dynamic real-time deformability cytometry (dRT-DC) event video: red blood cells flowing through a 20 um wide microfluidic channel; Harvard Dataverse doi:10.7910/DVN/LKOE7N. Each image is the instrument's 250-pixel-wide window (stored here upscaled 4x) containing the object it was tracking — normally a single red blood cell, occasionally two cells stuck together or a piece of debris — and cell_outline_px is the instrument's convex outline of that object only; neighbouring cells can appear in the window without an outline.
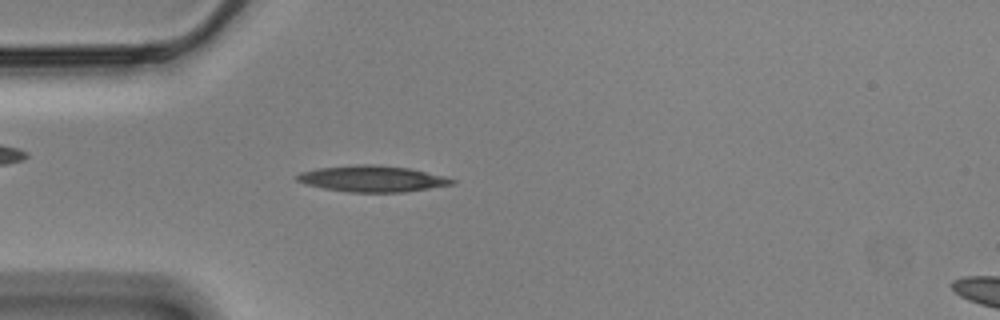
{"species": "Egyptian fruit bat (a non-hibernating species)", "species_latin": "Rousettus aegyptiacus", "temperature_condition": "cold", "stored_images_in_passage": 54, "segment_of_instrument_passage": [1, 2], "camera_frame_rate_fps": 3000, "um_per_image_px": 0.085, "animal": {"sex": "male"}, "frame": {"image": 1, "passage_image": 13, "time_ms": 4.0, "image_size_px": [1000, 320], "cell_outline_px": [[456, 180], [452, 184], [404, 192], [348, 192], [324, 188], [304, 184], [296, 180], [296, 176], [300, 172], [316, 168], [356, 164], [376, 164], [408, 168], [444, 176]], "centroid_in_image_um": [31.58, 15.18], "position_along_channel_um": 53.4, "area_um2": 23.58}}
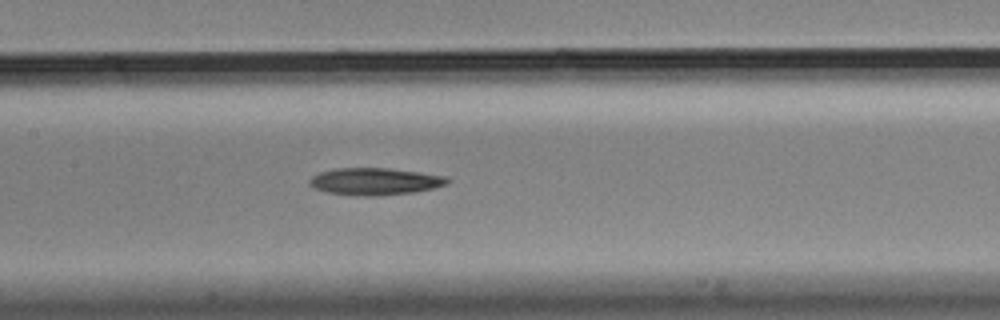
{"frame": {"image": 2, "passage_image": 24, "time_ms": 7.667, "image_size_px": [1000, 320], "cell_outline_px": [[452, 180], [448, 184], [416, 192], [380, 196], [356, 196], [328, 192], [316, 188], [308, 184], [308, 180], [312, 176], [320, 172], [336, 168], [388, 168], [420, 172], [444, 176]], "centroid_in_image_um": [31.88, 15.42], "position_along_channel_um": 175.5, "area_um2": 21.91}}
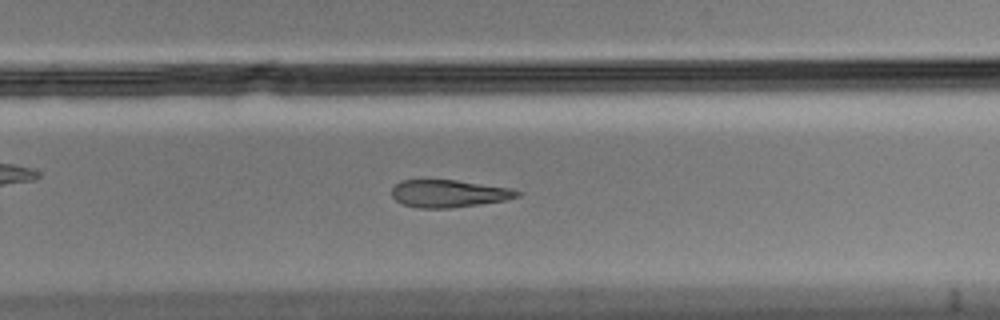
{"frame": {"image": 3, "passage_image": 34, "time_ms": 11.0, "image_size_px": [1000, 320], "cell_outline_px": [[524, 192], [520, 196], [508, 200], [480, 204], [448, 208], [416, 208], [400, 204], [392, 196], [392, 188], [400, 180], [456, 180], [508, 188]], "centroid_in_image_um": [38.14, 16.46], "position_along_channel_um": 291.7, "area_um2": 20.17}}